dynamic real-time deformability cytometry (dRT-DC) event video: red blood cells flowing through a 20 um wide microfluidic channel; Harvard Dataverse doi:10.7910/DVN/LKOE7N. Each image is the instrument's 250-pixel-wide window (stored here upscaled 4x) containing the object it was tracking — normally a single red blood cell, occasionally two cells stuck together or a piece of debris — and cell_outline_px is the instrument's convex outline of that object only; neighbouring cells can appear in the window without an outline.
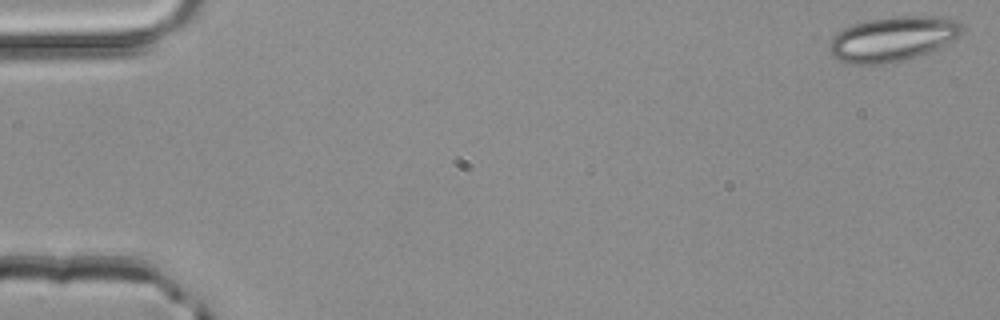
{"species": "common noctule bat (a hibernating species)", "species_latin": "Nyctalus noctula", "temperature_condition": "room temperature", "stored_images_in_passage": 4, "camera_frame_rate_fps": 3000, "um_per_image_px": 0.085, "animal": {"sex": "male", "body_mass_g": 20.4}, "frame": {"image": 1, "passage_image": 1, "time_ms": 0.0, "image_size_px": [1000, 320], "cell_outline_px": [[964, 32], [960, 36], [928, 52], [916, 56], [900, 60], [880, 64], [852, 64], [836, 60], [832, 56], [828, 48], [828, 44], [832, 36], [836, 32], [844, 28], [868, 20], [896, 16], [940, 16], [956, 20], [964, 28]], "centroid_in_image_um": [75.85, 3.3], "position_along_channel_um": 9.2, "area_um2": 34.56}}